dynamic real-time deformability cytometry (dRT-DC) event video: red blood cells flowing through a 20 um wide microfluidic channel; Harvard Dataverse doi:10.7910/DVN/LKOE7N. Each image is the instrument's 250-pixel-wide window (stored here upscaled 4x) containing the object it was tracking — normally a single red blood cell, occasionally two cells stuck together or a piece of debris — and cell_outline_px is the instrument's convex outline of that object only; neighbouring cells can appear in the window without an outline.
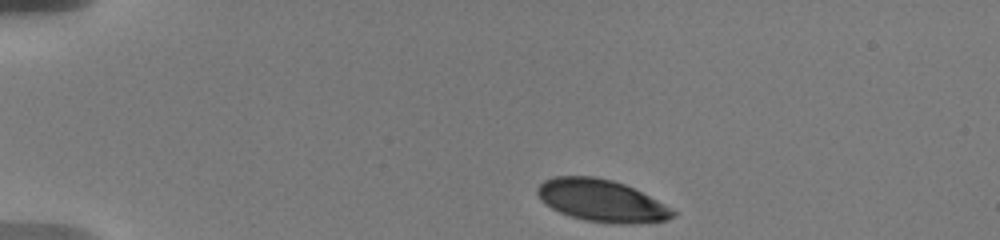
{"species": "human", "species_latin": "Homo sapiens", "temperature_condition": "warm", "stored_images_in_passage": 14, "camera_frame_rate_fps": 3000, "um_per_image_px": 0.085, "donor": {"sex": "male"}, "frame": {"image": 1, "passage_image": 1, "time_ms": 0.0, "image_size_px": [1000, 240], "cell_outline_px": [[680, 212], [676, 216], [668, 220], [624, 224], [620, 224], [584, 220], [560, 212], [544, 204], [540, 200], [536, 192], [536, 188], [544, 180], [552, 176], [596, 176], [612, 180], [624, 184]], "centroid_in_image_um": [51.12, 17.05], "position_along_channel_um": 33.9, "area_um2": 33.23}}
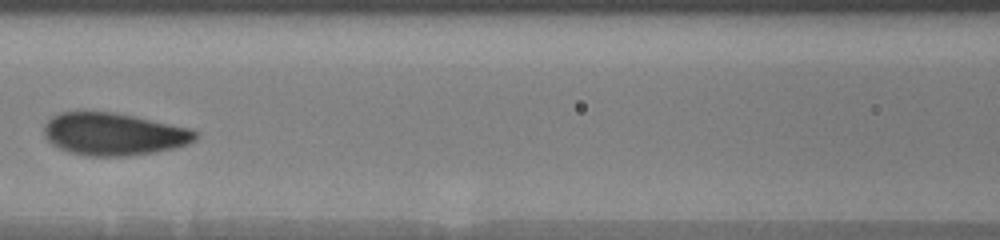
{"frame": {"image": 2, "passage_image": 12, "time_ms": 5.333, "image_size_px": [1000, 240], "cell_outline_px": [[200, 132], [196, 140], [188, 144], [176, 148], [156, 152], [124, 156], [88, 156], [72, 152], [60, 148], [52, 144], [44, 136], [44, 124], [52, 116], [60, 112], [116, 112], [136, 116], [192, 128]], "centroid_in_image_um": [9.73, 11.39], "position_along_channel_um": 156.9, "area_um2": 37.8}}
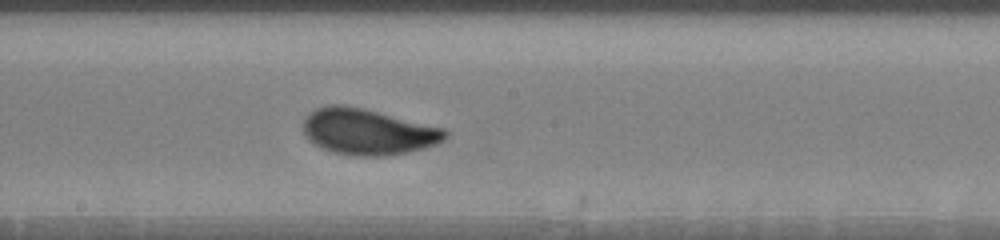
{"frame": {"image": 3, "passage_image": 14, "time_ms": 7.0, "image_size_px": [1000, 240], "cell_outline_px": [[448, 136], [444, 140], [436, 144], [388, 156], [352, 156], [332, 152], [312, 144], [304, 136], [304, 116], [316, 108], [328, 104], [344, 104], [364, 108], [444, 128], [448, 132]], "centroid_in_image_um": [31.21, 11.19], "position_along_channel_um": 217.0, "area_um2": 38.32}}